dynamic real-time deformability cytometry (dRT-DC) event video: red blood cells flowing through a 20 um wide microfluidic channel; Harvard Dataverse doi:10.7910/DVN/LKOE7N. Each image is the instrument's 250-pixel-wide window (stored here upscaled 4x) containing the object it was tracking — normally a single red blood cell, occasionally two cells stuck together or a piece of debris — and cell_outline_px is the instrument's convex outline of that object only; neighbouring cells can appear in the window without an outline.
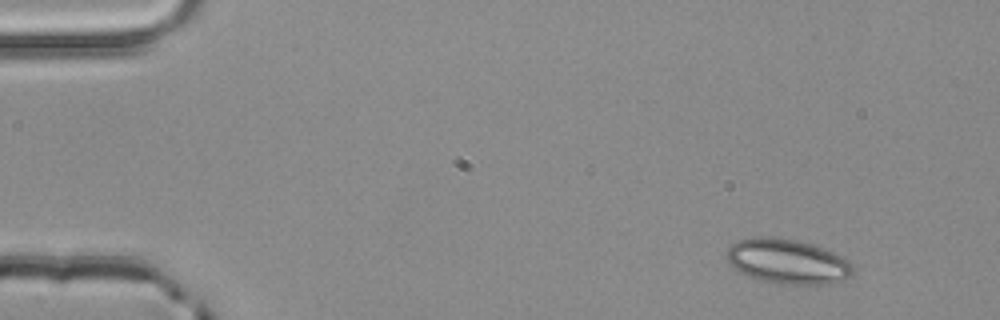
{"species": "common noctule bat (a hibernating species)", "species_latin": "Nyctalus noctula", "temperature_condition": "room temperature", "stored_images_in_passage": 3, "camera_frame_rate_fps": 3000, "um_per_image_px": 0.085, "animal": {"sex": "male", "body_mass_g": 20.4}, "frame": {"image": 1, "passage_image": 1, "time_ms": 0.0, "image_size_px": [1000, 320], "cell_outline_px": [[852, 272], [844, 280], [832, 284], [784, 284], [760, 280], [748, 276], [732, 268], [728, 264], [728, 248], [732, 244], [740, 240], [760, 236], [772, 236], [796, 240], [812, 244], [824, 248], [848, 260], [852, 264]], "centroid_in_image_um": [66.93, 22.22], "position_along_channel_um": 18.1, "area_um2": 32.89}}